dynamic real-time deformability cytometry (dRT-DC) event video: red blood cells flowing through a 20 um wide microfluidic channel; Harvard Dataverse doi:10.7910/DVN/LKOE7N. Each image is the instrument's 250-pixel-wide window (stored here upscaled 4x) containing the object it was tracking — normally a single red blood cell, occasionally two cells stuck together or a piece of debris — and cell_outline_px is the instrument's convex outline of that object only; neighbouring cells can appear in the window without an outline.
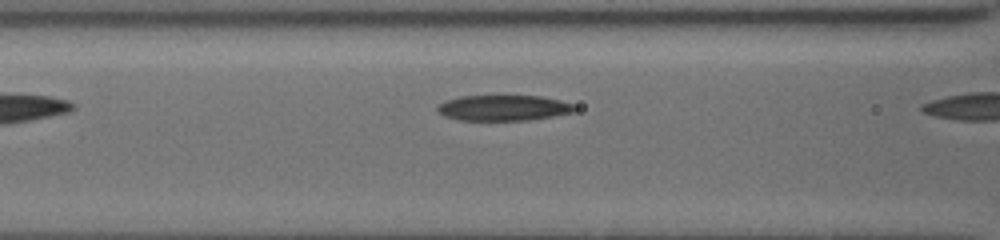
{"species": "common noctule bat (a hibernating species)", "species_latin": "Nyctalus noctula", "temperature_condition": "cold", "stored_images_in_passage": 6, "camera_frame_rate_fps": 3000, "um_per_image_px": 0.085, "animal": {"sex": "female", "body_mass_g": 19.5, "forearm_length_mm": 54.1}, "frame": {"image": 1, "passage_image": 4, "time_ms": 0.667, "image_size_px": [1000, 240], "cell_outline_px": [[576, 112], [528, 120], [460, 120], [444, 116], [436, 108], [436, 104], [444, 100], [460, 96], [540, 96], [560, 100], [576, 104]], "centroid_in_image_um": [42.8, 9.16], "position_along_channel_um": 123.8, "area_um2": 20.63}}